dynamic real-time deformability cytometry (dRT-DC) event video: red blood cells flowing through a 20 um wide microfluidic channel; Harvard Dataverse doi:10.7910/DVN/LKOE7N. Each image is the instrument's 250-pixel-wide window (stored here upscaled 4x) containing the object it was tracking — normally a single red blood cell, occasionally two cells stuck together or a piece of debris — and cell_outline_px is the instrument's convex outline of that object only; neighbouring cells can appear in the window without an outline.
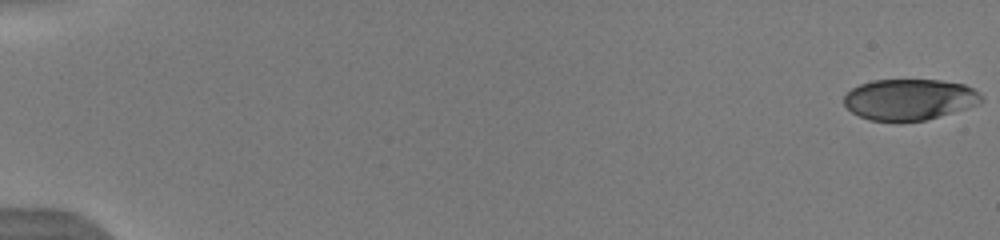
{"species": "human", "species_latin": "Homo sapiens", "temperature_condition": "warm", "stored_images_in_passage": 53, "camera_frame_rate_fps": 3000, "um_per_image_px": 0.085, "donor": {"sex": "male"}, "frame": {"image": 1, "passage_image": 1, "time_ms": 0.0, "image_size_px": [1000, 240], "cell_outline_px": [[984, 100], [980, 104], [968, 108], [924, 120], [868, 120], [852, 112], [844, 104], [844, 96], [852, 88], [860, 84], [872, 80], [940, 80], [964, 84], [972, 88], [984, 96]], "centroid_in_image_um": [77.33, 8.44], "position_along_channel_um": 7.7, "area_um2": 32.71}}
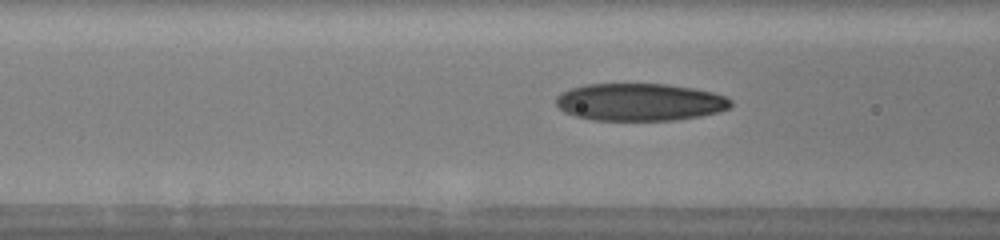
{"frame": {"image": 2, "passage_image": 23, "time_ms": 7.333, "image_size_px": [1000, 240], "cell_outline_px": [[732, 104], [728, 108], [720, 112], [700, 116], [676, 120], [592, 120], [576, 116], [564, 112], [556, 104], [556, 96], [560, 92], [584, 84], [668, 84], [692, 88], [712, 92], [724, 96], [732, 100]], "centroid_in_image_um": [54.38, 8.68], "position_along_channel_um": 112.2, "area_um2": 38.26}}
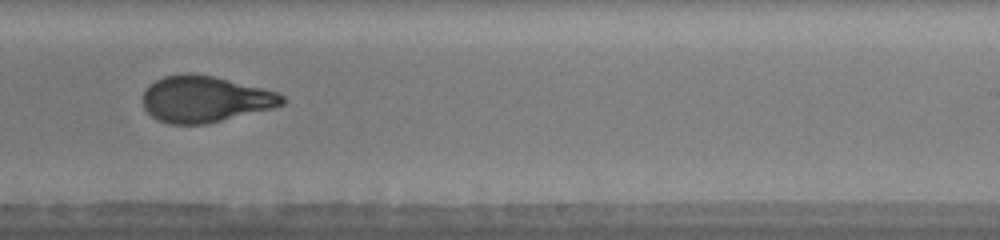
{"frame": {"image": 3, "passage_image": 35, "time_ms": 11.333, "image_size_px": [1000, 240], "cell_outline_px": [[284, 104], [272, 108], [208, 124], [168, 124], [156, 120], [144, 108], [144, 92], [148, 84], [164, 76], [188, 72], [192, 72], [212, 76], [264, 88], [276, 92], [284, 96]], "centroid_in_image_um": [17.41, 8.42], "position_along_channel_um": 271.6, "area_um2": 37.69}, "authors_computed_cell_mechanics": {"area_um2": 36.9342, "velocity_mm_per_s": 3.9852, "shape_relaxation_time_tau1_ms": 5.1242, "shape_relaxation_time_tau2_ms": 1.0186, "deformation_change_tau1": 0.2312, "deformation_change_tau2": 0.0781}}